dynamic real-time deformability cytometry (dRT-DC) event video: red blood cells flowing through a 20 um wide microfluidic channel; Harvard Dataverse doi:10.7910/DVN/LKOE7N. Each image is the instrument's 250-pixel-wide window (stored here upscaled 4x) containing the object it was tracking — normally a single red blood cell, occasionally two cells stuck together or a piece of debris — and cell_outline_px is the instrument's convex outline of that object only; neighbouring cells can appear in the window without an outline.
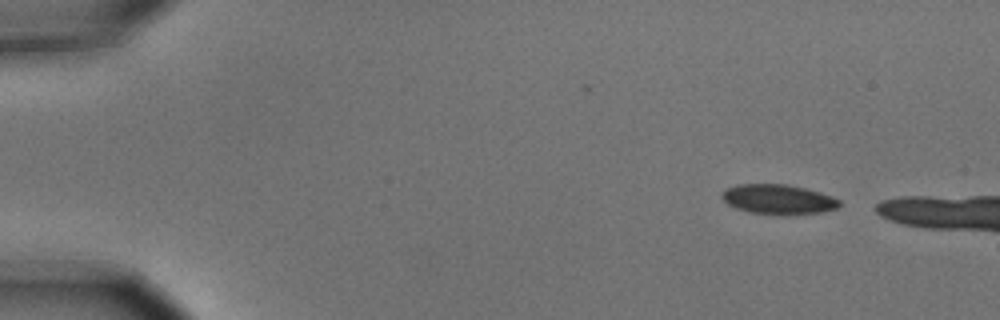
{"species": "common noctule bat (a hibernating species)", "species_latin": "Nyctalus noctula", "temperature_condition": "cold", "stored_images_in_passage": 2, "camera_frame_rate_fps": 3000, "um_per_image_px": 0.085, "animal": {"sex": "male", "body_mass_g": 15.6}, "frame": {"image": 1, "passage_image": 2, "time_ms": 0.333, "image_size_px": [1000, 320], "cell_outline_px": [[840, 204], [836, 208], [820, 212], [784, 216], [776, 216], [748, 212], [736, 208], [728, 204], [720, 196], [720, 192], [736, 184], [788, 184], [820, 192], [832, 196], [840, 200]], "centroid_in_image_um": [66.12, 16.96], "position_along_channel_um": 18.9, "area_um2": 20.75}}